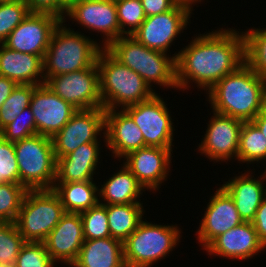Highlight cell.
Wrapping results in <instances>:
<instances>
[{"instance_id": "cell-1", "label": "cell", "mask_w": 266, "mask_h": 267, "mask_svg": "<svg viewBox=\"0 0 266 267\" xmlns=\"http://www.w3.org/2000/svg\"><path fill=\"white\" fill-rule=\"evenodd\" d=\"M219 30L196 37L174 54L177 87L187 89L189 79L210 90L219 80L245 63L244 35Z\"/></svg>"}, {"instance_id": "cell-2", "label": "cell", "mask_w": 266, "mask_h": 267, "mask_svg": "<svg viewBox=\"0 0 266 267\" xmlns=\"http://www.w3.org/2000/svg\"><path fill=\"white\" fill-rule=\"evenodd\" d=\"M213 111L252 121L266 107V80L246 63L219 80L209 91Z\"/></svg>"}, {"instance_id": "cell-3", "label": "cell", "mask_w": 266, "mask_h": 267, "mask_svg": "<svg viewBox=\"0 0 266 267\" xmlns=\"http://www.w3.org/2000/svg\"><path fill=\"white\" fill-rule=\"evenodd\" d=\"M103 49L96 63L104 110L117 109L119 104L124 108L156 94L138 73L118 61L106 48Z\"/></svg>"}, {"instance_id": "cell-4", "label": "cell", "mask_w": 266, "mask_h": 267, "mask_svg": "<svg viewBox=\"0 0 266 267\" xmlns=\"http://www.w3.org/2000/svg\"><path fill=\"white\" fill-rule=\"evenodd\" d=\"M62 23L64 21L56 27L43 58L44 80L93 66L103 48L97 42L62 26Z\"/></svg>"}, {"instance_id": "cell-5", "label": "cell", "mask_w": 266, "mask_h": 267, "mask_svg": "<svg viewBox=\"0 0 266 267\" xmlns=\"http://www.w3.org/2000/svg\"><path fill=\"white\" fill-rule=\"evenodd\" d=\"M106 49L122 64L138 73L151 87V82L178 88L175 59L166 53L149 49L132 35L121 36Z\"/></svg>"}, {"instance_id": "cell-6", "label": "cell", "mask_w": 266, "mask_h": 267, "mask_svg": "<svg viewBox=\"0 0 266 267\" xmlns=\"http://www.w3.org/2000/svg\"><path fill=\"white\" fill-rule=\"evenodd\" d=\"M20 184L28 190L53 189L57 160L52 138L40 134L14 143Z\"/></svg>"}, {"instance_id": "cell-7", "label": "cell", "mask_w": 266, "mask_h": 267, "mask_svg": "<svg viewBox=\"0 0 266 267\" xmlns=\"http://www.w3.org/2000/svg\"><path fill=\"white\" fill-rule=\"evenodd\" d=\"M65 213L53 189L28 190L15 224L26 242H43Z\"/></svg>"}, {"instance_id": "cell-8", "label": "cell", "mask_w": 266, "mask_h": 267, "mask_svg": "<svg viewBox=\"0 0 266 267\" xmlns=\"http://www.w3.org/2000/svg\"><path fill=\"white\" fill-rule=\"evenodd\" d=\"M177 228L141 220L136 230L123 242L126 267H151L166 257L179 242L181 232Z\"/></svg>"}, {"instance_id": "cell-9", "label": "cell", "mask_w": 266, "mask_h": 267, "mask_svg": "<svg viewBox=\"0 0 266 267\" xmlns=\"http://www.w3.org/2000/svg\"><path fill=\"white\" fill-rule=\"evenodd\" d=\"M45 84L77 110L102 108L97 63L86 69L48 77Z\"/></svg>"}, {"instance_id": "cell-10", "label": "cell", "mask_w": 266, "mask_h": 267, "mask_svg": "<svg viewBox=\"0 0 266 267\" xmlns=\"http://www.w3.org/2000/svg\"><path fill=\"white\" fill-rule=\"evenodd\" d=\"M141 130L145 146L172 149L173 127L169 111L160 96L124 107Z\"/></svg>"}, {"instance_id": "cell-11", "label": "cell", "mask_w": 266, "mask_h": 267, "mask_svg": "<svg viewBox=\"0 0 266 267\" xmlns=\"http://www.w3.org/2000/svg\"><path fill=\"white\" fill-rule=\"evenodd\" d=\"M191 9L190 5L179 2L168 12L146 17L132 36L149 49L167 53L170 44L186 27Z\"/></svg>"}, {"instance_id": "cell-12", "label": "cell", "mask_w": 266, "mask_h": 267, "mask_svg": "<svg viewBox=\"0 0 266 267\" xmlns=\"http://www.w3.org/2000/svg\"><path fill=\"white\" fill-rule=\"evenodd\" d=\"M61 21L60 17L52 13L30 12L3 44L11 50L39 55L43 59Z\"/></svg>"}, {"instance_id": "cell-13", "label": "cell", "mask_w": 266, "mask_h": 267, "mask_svg": "<svg viewBox=\"0 0 266 267\" xmlns=\"http://www.w3.org/2000/svg\"><path fill=\"white\" fill-rule=\"evenodd\" d=\"M105 128V110H77L67 124L52 138L55 158L64 157L85 143L98 142L97 134Z\"/></svg>"}, {"instance_id": "cell-14", "label": "cell", "mask_w": 266, "mask_h": 267, "mask_svg": "<svg viewBox=\"0 0 266 267\" xmlns=\"http://www.w3.org/2000/svg\"><path fill=\"white\" fill-rule=\"evenodd\" d=\"M65 13L89 30L104 33V48L120 37L115 0H71Z\"/></svg>"}, {"instance_id": "cell-15", "label": "cell", "mask_w": 266, "mask_h": 267, "mask_svg": "<svg viewBox=\"0 0 266 267\" xmlns=\"http://www.w3.org/2000/svg\"><path fill=\"white\" fill-rule=\"evenodd\" d=\"M37 134L53 138L77 111L46 84L35 85L30 106Z\"/></svg>"}, {"instance_id": "cell-16", "label": "cell", "mask_w": 266, "mask_h": 267, "mask_svg": "<svg viewBox=\"0 0 266 267\" xmlns=\"http://www.w3.org/2000/svg\"><path fill=\"white\" fill-rule=\"evenodd\" d=\"M200 152L216 161L236 157L239 149L240 131L243 121L214 112L209 121Z\"/></svg>"}, {"instance_id": "cell-17", "label": "cell", "mask_w": 266, "mask_h": 267, "mask_svg": "<svg viewBox=\"0 0 266 267\" xmlns=\"http://www.w3.org/2000/svg\"><path fill=\"white\" fill-rule=\"evenodd\" d=\"M85 241L80 213H65L43 241L51 259L69 266Z\"/></svg>"}, {"instance_id": "cell-18", "label": "cell", "mask_w": 266, "mask_h": 267, "mask_svg": "<svg viewBox=\"0 0 266 267\" xmlns=\"http://www.w3.org/2000/svg\"><path fill=\"white\" fill-rule=\"evenodd\" d=\"M172 149L146 146L128 153L124 165L146 189H157L170 169Z\"/></svg>"}, {"instance_id": "cell-19", "label": "cell", "mask_w": 266, "mask_h": 267, "mask_svg": "<svg viewBox=\"0 0 266 267\" xmlns=\"http://www.w3.org/2000/svg\"><path fill=\"white\" fill-rule=\"evenodd\" d=\"M244 222L232 197L220 187L206 208L198 231V240L207 247L216 237Z\"/></svg>"}, {"instance_id": "cell-20", "label": "cell", "mask_w": 266, "mask_h": 267, "mask_svg": "<svg viewBox=\"0 0 266 267\" xmlns=\"http://www.w3.org/2000/svg\"><path fill=\"white\" fill-rule=\"evenodd\" d=\"M265 248L252 222H242L216 237L206 248L209 255L234 259H249Z\"/></svg>"}, {"instance_id": "cell-21", "label": "cell", "mask_w": 266, "mask_h": 267, "mask_svg": "<svg viewBox=\"0 0 266 267\" xmlns=\"http://www.w3.org/2000/svg\"><path fill=\"white\" fill-rule=\"evenodd\" d=\"M105 128V142L115 157L146 147L141 130L124 110H105Z\"/></svg>"}, {"instance_id": "cell-22", "label": "cell", "mask_w": 266, "mask_h": 267, "mask_svg": "<svg viewBox=\"0 0 266 267\" xmlns=\"http://www.w3.org/2000/svg\"><path fill=\"white\" fill-rule=\"evenodd\" d=\"M0 76L11 79L16 84L41 85L45 83L43 59L39 55L27 54L0 45ZM38 76L43 79L40 80ZM39 79V80H38Z\"/></svg>"}, {"instance_id": "cell-23", "label": "cell", "mask_w": 266, "mask_h": 267, "mask_svg": "<svg viewBox=\"0 0 266 267\" xmlns=\"http://www.w3.org/2000/svg\"><path fill=\"white\" fill-rule=\"evenodd\" d=\"M99 149V142L85 143L66 156L57 158L55 183L93 180Z\"/></svg>"}, {"instance_id": "cell-24", "label": "cell", "mask_w": 266, "mask_h": 267, "mask_svg": "<svg viewBox=\"0 0 266 267\" xmlns=\"http://www.w3.org/2000/svg\"><path fill=\"white\" fill-rule=\"evenodd\" d=\"M70 266L126 267L123 242L112 237L85 240L76 260Z\"/></svg>"}, {"instance_id": "cell-25", "label": "cell", "mask_w": 266, "mask_h": 267, "mask_svg": "<svg viewBox=\"0 0 266 267\" xmlns=\"http://www.w3.org/2000/svg\"><path fill=\"white\" fill-rule=\"evenodd\" d=\"M264 180L253 179L248 174L235 177L226 182L222 188L232 197V200L244 222H252L256 211L266 196V188L262 183Z\"/></svg>"}, {"instance_id": "cell-26", "label": "cell", "mask_w": 266, "mask_h": 267, "mask_svg": "<svg viewBox=\"0 0 266 267\" xmlns=\"http://www.w3.org/2000/svg\"><path fill=\"white\" fill-rule=\"evenodd\" d=\"M93 180L55 183L53 191L59 196L67 213H82L99 203L98 187Z\"/></svg>"}, {"instance_id": "cell-27", "label": "cell", "mask_w": 266, "mask_h": 267, "mask_svg": "<svg viewBox=\"0 0 266 267\" xmlns=\"http://www.w3.org/2000/svg\"><path fill=\"white\" fill-rule=\"evenodd\" d=\"M144 187L132 172L124 165L122 170L114 174L98 191L107 203L100 204H129L140 203L137 198Z\"/></svg>"}, {"instance_id": "cell-28", "label": "cell", "mask_w": 266, "mask_h": 267, "mask_svg": "<svg viewBox=\"0 0 266 267\" xmlns=\"http://www.w3.org/2000/svg\"><path fill=\"white\" fill-rule=\"evenodd\" d=\"M103 205L106 207L111 237L124 242L141 222L143 206L141 203Z\"/></svg>"}, {"instance_id": "cell-29", "label": "cell", "mask_w": 266, "mask_h": 267, "mask_svg": "<svg viewBox=\"0 0 266 267\" xmlns=\"http://www.w3.org/2000/svg\"><path fill=\"white\" fill-rule=\"evenodd\" d=\"M237 159L249 163L266 159V138L252 121L241 127Z\"/></svg>"}, {"instance_id": "cell-30", "label": "cell", "mask_w": 266, "mask_h": 267, "mask_svg": "<svg viewBox=\"0 0 266 267\" xmlns=\"http://www.w3.org/2000/svg\"><path fill=\"white\" fill-rule=\"evenodd\" d=\"M243 35L245 63L266 80V30L251 29Z\"/></svg>"}, {"instance_id": "cell-31", "label": "cell", "mask_w": 266, "mask_h": 267, "mask_svg": "<svg viewBox=\"0 0 266 267\" xmlns=\"http://www.w3.org/2000/svg\"><path fill=\"white\" fill-rule=\"evenodd\" d=\"M35 90L32 84H17L0 109V132L30 106Z\"/></svg>"}, {"instance_id": "cell-32", "label": "cell", "mask_w": 266, "mask_h": 267, "mask_svg": "<svg viewBox=\"0 0 266 267\" xmlns=\"http://www.w3.org/2000/svg\"><path fill=\"white\" fill-rule=\"evenodd\" d=\"M28 189L20 183L0 182V221H16Z\"/></svg>"}, {"instance_id": "cell-33", "label": "cell", "mask_w": 266, "mask_h": 267, "mask_svg": "<svg viewBox=\"0 0 266 267\" xmlns=\"http://www.w3.org/2000/svg\"><path fill=\"white\" fill-rule=\"evenodd\" d=\"M25 242L14 222L0 221V265L16 263Z\"/></svg>"}, {"instance_id": "cell-34", "label": "cell", "mask_w": 266, "mask_h": 267, "mask_svg": "<svg viewBox=\"0 0 266 267\" xmlns=\"http://www.w3.org/2000/svg\"><path fill=\"white\" fill-rule=\"evenodd\" d=\"M85 240L111 237L106 207L99 203L80 213Z\"/></svg>"}, {"instance_id": "cell-35", "label": "cell", "mask_w": 266, "mask_h": 267, "mask_svg": "<svg viewBox=\"0 0 266 267\" xmlns=\"http://www.w3.org/2000/svg\"><path fill=\"white\" fill-rule=\"evenodd\" d=\"M30 12L25 0L0 3V43L9 37Z\"/></svg>"}, {"instance_id": "cell-36", "label": "cell", "mask_w": 266, "mask_h": 267, "mask_svg": "<svg viewBox=\"0 0 266 267\" xmlns=\"http://www.w3.org/2000/svg\"><path fill=\"white\" fill-rule=\"evenodd\" d=\"M115 4L120 25V37L125 34L132 35L146 18L141 0H115ZM126 25L128 30L124 28Z\"/></svg>"}, {"instance_id": "cell-37", "label": "cell", "mask_w": 266, "mask_h": 267, "mask_svg": "<svg viewBox=\"0 0 266 267\" xmlns=\"http://www.w3.org/2000/svg\"><path fill=\"white\" fill-rule=\"evenodd\" d=\"M36 134H37V129L35 124V119L30 107L24 109L22 113L19 116H17L14 121L8 124L0 132V135L5 140L11 143L21 141Z\"/></svg>"}, {"instance_id": "cell-38", "label": "cell", "mask_w": 266, "mask_h": 267, "mask_svg": "<svg viewBox=\"0 0 266 267\" xmlns=\"http://www.w3.org/2000/svg\"><path fill=\"white\" fill-rule=\"evenodd\" d=\"M43 242H25L16 259L18 267H54Z\"/></svg>"}, {"instance_id": "cell-39", "label": "cell", "mask_w": 266, "mask_h": 267, "mask_svg": "<svg viewBox=\"0 0 266 267\" xmlns=\"http://www.w3.org/2000/svg\"><path fill=\"white\" fill-rule=\"evenodd\" d=\"M0 182L20 183L18 162L14 143L5 140L0 135Z\"/></svg>"}, {"instance_id": "cell-40", "label": "cell", "mask_w": 266, "mask_h": 267, "mask_svg": "<svg viewBox=\"0 0 266 267\" xmlns=\"http://www.w3.org/2000/svg\"><path fill=\"white\" fill-rule=\"evenodd\" d=\"M31 12L52 13L65 21L66 0H25Z\"/></svg>"}, {"instance_id": "cell-41", "label": "cell", "mask_w": 266, "mask_h": 267, "mask_svg": "<svg viewBox=\"0 0 266 267\" xmlns=\"http://www.w3.org/2000/svg\"><path fill=\"white\" fill-rule=\"evenodd\" d=\"M146 17L162 14L172 10L178 0H141Z\"/></svg>"}, {"instance_id": "cell-42", "label": "cell", "mask_w": 266, "mask_h": 267, "mask_svg": "<svg viewBox=\"0 0 266 267\" xmlns=\"http://www.w3.org/2000/svg\"><path fill=\"white\" fill-rule=\"evenodd\" d=\"M252 224L257 232L260 241L266 247V196L256 211Z\"/></svg>"}, {"instance_id": "cell-43", "label": "cell", "mask_w": 266, "mask_h": 267, "mask_svg": "<svg viewBox=\"0 0 266 267\" xmlns=\"http://www.w3.org/2000/svg\"><path fill=\"white\" fill-rule=\"evenodd\" d=\"M16 85L11 79L0 76V109Z\"/></svg>"}, {"instance_id": "cell-44", "label": "cell", "mask_w": 266, "mask_h": 267, "mask_svg": "<svg viewBox=\"0 0 266 267\" xmlns=\"http://www.w3.org/2000/svg\"><path fill=\"white\" fill-rule=\"evenodd\" d=\"M252 122L257 126V128L266 138V107L252 120ZM263 178L266 179V171L264 175H262L261 180Z\"/></svg>"}, {"instance_id": "cell-45", "label": "cell", "mask_w": 266, "mask_h": 267, "mask_svg": "<svg viewBox=\"0 0 266 267\" xmlns=\"http://www.w3.org/2000/svg\"><path fill=\"white\" fill-rule=\"evenodd\" d=\"M178 1L192 6L193 2L195 3L200 0H178Z\"/></svg>"}, {"instance_id": "cell-46", "label": "cell", "mask_w": 266, "mask_h": 267, "mask_svg": "<svg viewBox=\"0 0 266 267\" xmlns=\"http://www.w3.org/2000/svg\"><path fill=\"white\" fill-rule=\"evenodd\" d=\"M0 267H18L16 263L0 265Z\"/></svg>"}, {"instance_id": "cell-47", "label": "cell", "mask_w": 266, "mask_h": 267, "mask_svg": "<svg viewBox=\"0 0 266 267\" xmlns=\"http://www.w3.org/2000/svg\"><path fill=\"white\" fill-rule=\"evenodd\" d=\"M12 1H15V0H0V3H7V2H12Z\"/></svg>"}]
</instances>
